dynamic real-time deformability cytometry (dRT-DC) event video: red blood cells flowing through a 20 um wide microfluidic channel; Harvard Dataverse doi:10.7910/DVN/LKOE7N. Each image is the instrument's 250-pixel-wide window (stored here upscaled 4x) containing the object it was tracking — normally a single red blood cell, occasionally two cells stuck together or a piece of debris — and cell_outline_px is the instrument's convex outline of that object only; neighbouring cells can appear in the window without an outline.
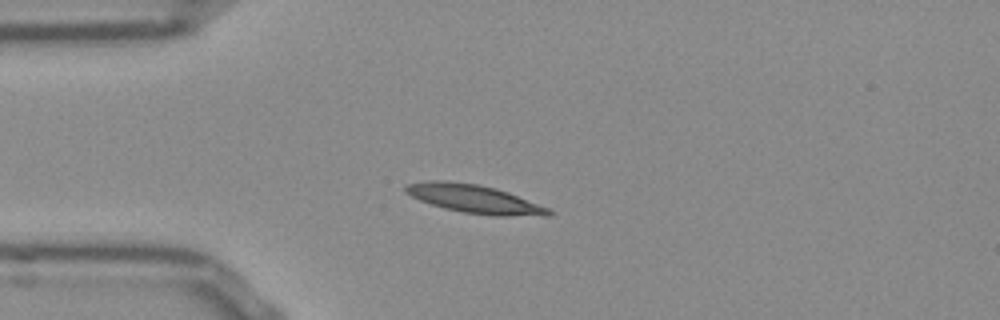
{"species": "Egyptian fruit bat (a non-hibernating species)", "species_latin": "Rousettus aegyptiacus", "temperature_condition": "room temperature", "stored_images_in_passage": 41, "camera_frame_rate_fps": 3000, "um_per_image_px": 0.085, "frame": {"image": 1, "passage_image": 1, "time_ms": 0.0, "image_size_px": [1000, 320], "cell_outline_px": [[552, 216], [492, 216], [464, 212], [444, 208], [420, 200], [404, 192], [404, 184], [428, 180], [444, 180], [480, 184], [496, 188], [508, 192], [548, 208], [552, 212]], "centroid_in_image_um": [40.3, 16.9], "position_along_channel_um": 44.7, "area_um2": 23.76}}
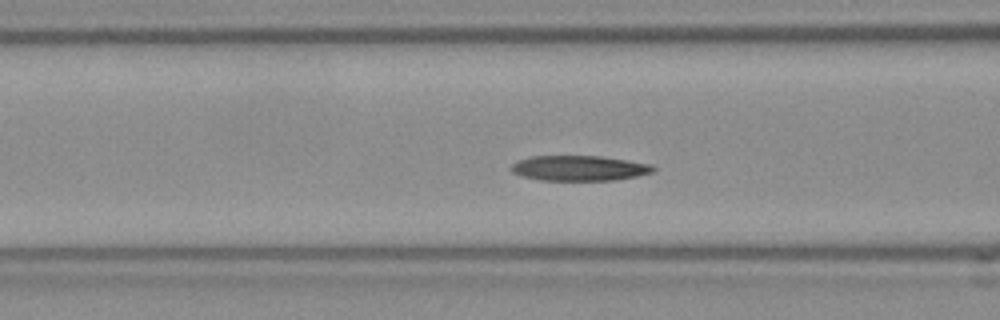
{"frame": {"image": 2, "passage_image": 8, "time_ms": 2.333, "image_size_px": [1000, 320], "cell_outline_px": [[656, 172], [616, 180], [540, 180], [524, 176], [512, 172], [512, 164], [520, 160], [532, 156], [600, 156], [628, 160], [652, 164], [656, 168]], "centroid_in_image_um": [49.31, 14.29], "position_along_channel_um": 117.3, "area_um2": 20.81}}
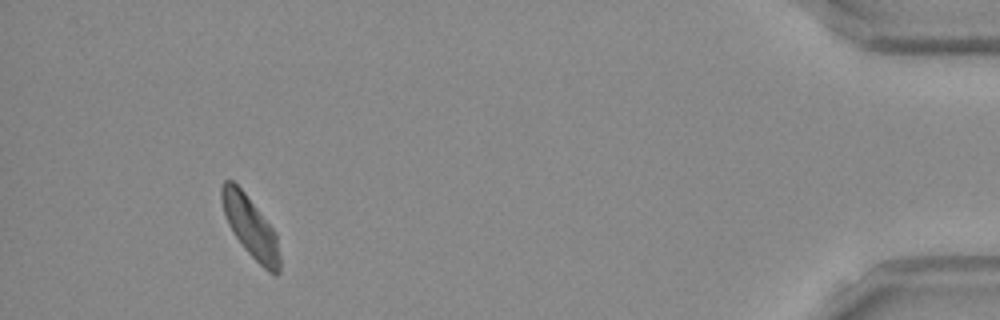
{"frame": {"image": 3, "passage_image": 37, "time_ms": 12.0, "image_size_px": [1000, 320], "cell_outline_px": [[280, 272], [276, 276], [268, 272], [244, 248], [232, 232], [228, 224], [224, 212], [220, 196], [220, 188], [224, 180], [232, 180], [244, 192], [276, 232], [280, 256]], "centroid_in_image_um": [21.3, 19.3], "position_along_channel_um": 413.9, "area_um2": 20.52}, "authors_computed_cell_mechanics": {"area_um2": 21.097, "velocity_mm_per_s": 3.7949, "shape_relaxation_time_tau1_ms": 6.288, "shape_relaxation_time_tau2_ms": 2.2736, "deformation_change_tau1": 0.1607, "deformation_change_tau2": 0.0802}}